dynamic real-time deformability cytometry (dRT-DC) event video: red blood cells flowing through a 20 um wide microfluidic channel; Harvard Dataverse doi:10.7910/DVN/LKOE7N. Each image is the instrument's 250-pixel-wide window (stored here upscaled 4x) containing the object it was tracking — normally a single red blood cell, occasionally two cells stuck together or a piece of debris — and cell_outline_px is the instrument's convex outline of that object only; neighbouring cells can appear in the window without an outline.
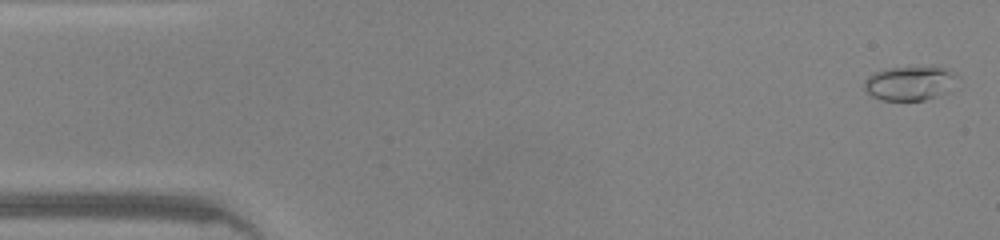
{"species": "common noctule bat (a hibernating species)", "species_latin": "Nyctalus noctula", "temperature_condition": "warm", "stored_images_in_passage": 47, "camera_frame_rate_fps": 3000, "um_per_image_px": 0.085, "animal": {"sex": "male", "body_mass_g": 20.0, "forearm_length_mm": 53.3}, "frame": {"image": 1, "passage_image": 2, "time_ms": 0.333, "image_size_px": [1000, 240], "cell_outline_px": [[948, 72], [932, 96], [924, 100], [884, 100], [872, 96], [864, 88], [864, 80], [868, 76], [876, 72], [888, 68], [944, 68]], "centroid_in_image_um": [76.9, 7.08], "position_along_channel_um": 8.1, "area_um2": 15.95}}
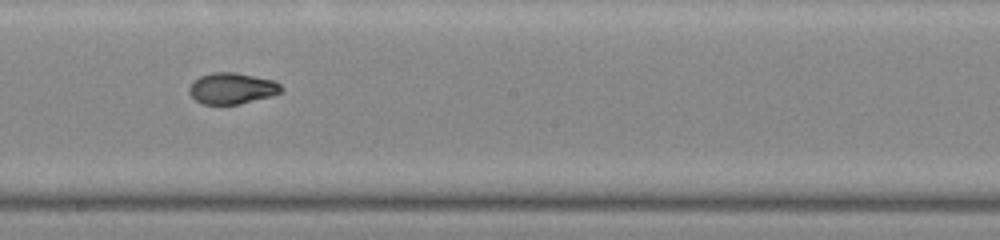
{"frame": {"image": 2, "passage_image": 26, "time_ms": 8.333, "image_size_px": [1000, 240], "cell_outline_px": [[284, 88], [280, 92], [272, 96], [240, 104], [204, 104], [196, 100], [188, 92], [188, 88], [200, 76], [212, 72], [236, 72], [272, 80], [280, 84]], "centroid_in_image_um": [19.73, 7.51], "position_along_channel_um": 228.5, "area_um2": 16.65}}
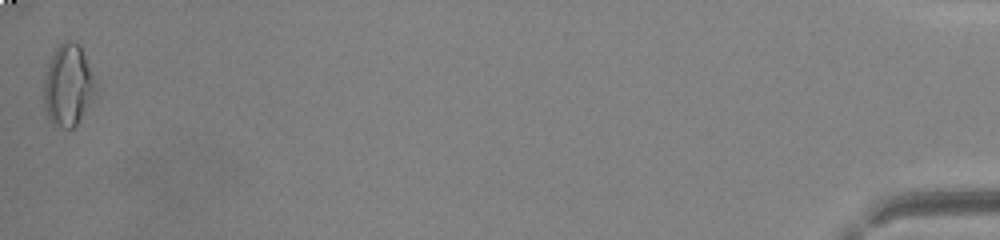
{"frame": {"image": 3, "passage_image": 47, "time_ms": 15.333, "image_size_px": [1000, 240], "cell_outline_px": [[92, 92], [76, 124], [72, 128], [64, 128], [52, 124], [48, 116], [44, 100], [44, 80], [48, 64], [56, 48], [64, 40], [72, 40], [80, 44], [88, 68], [92, 84]], "centroid_in_image_um": [5.69, 7.21], "position_along_channel_um": 429.5, "area_um2": 23.0}, "authors_computed_cell_mechanics": {"area_um2": 16.8776, "velocity_mm_per_s": 4.3285, "shape_relaxation_time_tau1_ms": 7.3984, "shape_relaxation_time_tau2_ms": 1.2614, "deformation_change_tau1": 0.2824, "deformation_change_tau2": 0.0541}}